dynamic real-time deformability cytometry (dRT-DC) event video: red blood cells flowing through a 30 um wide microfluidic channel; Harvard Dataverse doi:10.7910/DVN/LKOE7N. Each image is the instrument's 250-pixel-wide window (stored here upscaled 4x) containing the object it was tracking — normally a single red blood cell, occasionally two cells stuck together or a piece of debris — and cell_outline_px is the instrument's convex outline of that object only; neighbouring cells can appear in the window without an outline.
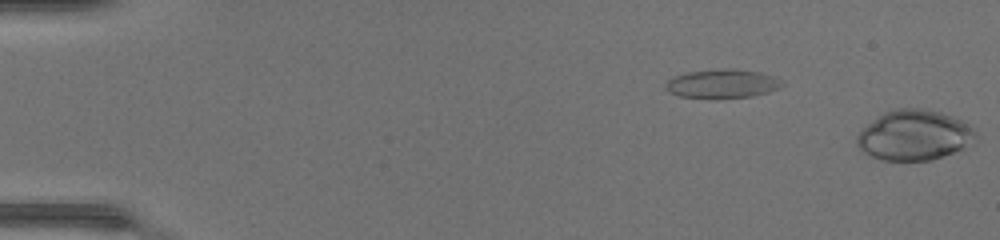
{"species": "common noctule bat (a hibernating species)", "species_latin": "Nyctalus noctula", "temperature_condition": "warm", "stored_images_in_passage": 8, "segment_of_instrument_passage": [2, 2], "camera_frame_rate_fps": 3000, "um_per_image_px": 0.085, "animal": {"sex": "female", "body_mass_g": 17.0, "forearm_length_mm": 48.0}, "frame": {"image": 1, "passage_image": 8, "time_ms": 2.333, "image_size_px": [1000, 240], "cell_outline_px": [[976, 136], [972, 144], [932, 160], [880, 160], [864, 152], [856, 144], [856, 136], [868, 124], [884, 112], [896, 108], [920, 108], [940, 112], [952, 116], [960, 120], [972, 128], [976, 132]], "centroid_in_image_um": [77.7, 11.49], "position_along_channel_um": 7.3, "area_um2": 34.39}}